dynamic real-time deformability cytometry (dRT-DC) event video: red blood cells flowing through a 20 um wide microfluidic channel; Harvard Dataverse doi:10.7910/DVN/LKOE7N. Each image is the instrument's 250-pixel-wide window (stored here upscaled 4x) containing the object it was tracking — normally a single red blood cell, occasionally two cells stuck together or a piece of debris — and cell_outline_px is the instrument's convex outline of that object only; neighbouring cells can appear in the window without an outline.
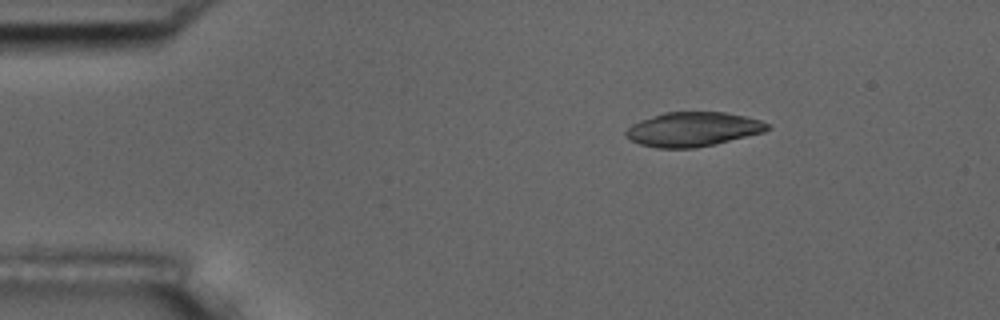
{"species": "common noctule bat (a hibernating species)", "species_latin": "Nyctalus noctula", "temperature_condition": "room temperature", "stored_images_in_passage": 3, "camera_frame_rate_fps": 3000, "um_per_image_px": 0.085, "animal": {"sex": "male", "body_mass_g": 17.5, "forearm_length_mm": 52.3}, "frame": {"image": 1, "passage_image": 1, "time_ms": 0.0, "image_size_px": [1000, 320], "cell_outline_px": [[772, 128], [764, 132], [716, 144], [696, 148], [656, 148], [640, 144], [624, 136], [624, 132], [632, 124], [640, 120], [664, 112], [724, 112], [744, 116], [760, 120], [768, 124]], "centroid_in_image_um": [58.89, 10.99], "position_along_channel_um": 26.1, "area_um2": 28.38}}